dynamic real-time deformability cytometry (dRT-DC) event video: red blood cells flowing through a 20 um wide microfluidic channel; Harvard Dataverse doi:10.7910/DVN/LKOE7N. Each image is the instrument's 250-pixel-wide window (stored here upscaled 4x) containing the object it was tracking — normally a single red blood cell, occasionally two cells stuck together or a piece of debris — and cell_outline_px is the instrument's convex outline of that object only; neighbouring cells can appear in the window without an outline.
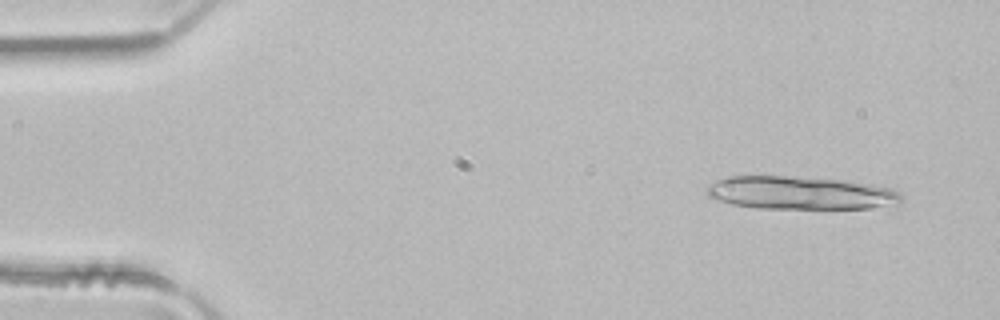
{"species": "common noctule bat (a hibernating species)", "species_latin": "Nyctalus noctula", "temperature_condition": "room temperature", "stored_images_in_passage": 6, "segment_of_instrument_passage": [1, 2], "camera_frame_rate_fps": 3000, "um_per_image_px": 0.085, "animal": {"sex": "male", "body_mass_g": 21.5, "forearm_length_mm": 52.0}, "frame": {"image": 1, "passage_image": 2, "time_ms": 0.333, "image_size_px": [1000, 320], "cell_outline_px": [[904, 196], [896, 204], [872, 208], [756, 208], [732, 204], [708, 196], [708, 184], [724, 176], [788, 176], [844, 180], [892, 188], [900, 192]], "centroid_in_image_um": [68.04, 16.39], "position_along_channel_um": 17.0, "area_um2": 37.4}}